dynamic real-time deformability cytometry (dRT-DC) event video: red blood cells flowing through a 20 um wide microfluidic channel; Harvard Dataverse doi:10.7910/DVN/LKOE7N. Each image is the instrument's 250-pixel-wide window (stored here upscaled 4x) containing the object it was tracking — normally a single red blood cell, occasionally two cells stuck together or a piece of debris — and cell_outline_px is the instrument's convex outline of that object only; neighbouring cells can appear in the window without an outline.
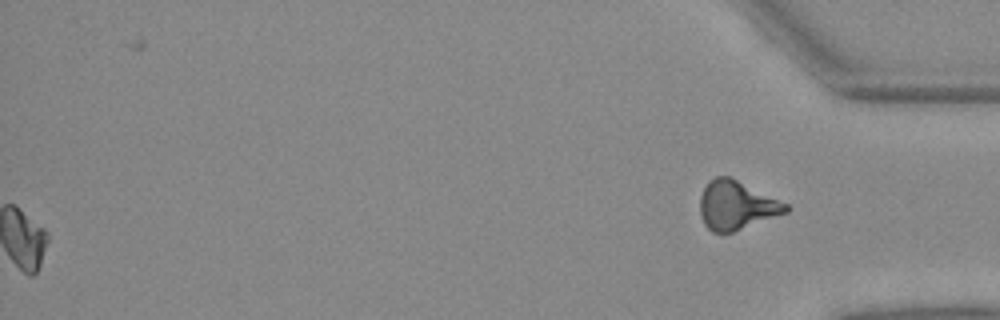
{"species": "Egyptian fruit bat (a non-hibernating species)", "species_latin": "Rousettus aegyptiacus", "temperature_condition": "warm", "stored_images_in_passage": 52, "segment_of_instrument_passage": [2, 2], "camera_frame_rate_fps": 3000, "um_per_image_px": 0.085, "animal": {"sex": "female"}, "frame": {"image": 1, "passage_image": 52, "time_ms": 17.0, "image_size_px": [1000, 320], "cell_outline_px": [[788, 212], [732, 232], [712, 232], [704, 224], [700, 216], [700, 196], [704, 188], [716, 176], [732, 176], [788, 204]], "centroid_in_image_um": [62.6, 17.44], "position_along_channel_um": 372.6, "area_um2": 24.33}}